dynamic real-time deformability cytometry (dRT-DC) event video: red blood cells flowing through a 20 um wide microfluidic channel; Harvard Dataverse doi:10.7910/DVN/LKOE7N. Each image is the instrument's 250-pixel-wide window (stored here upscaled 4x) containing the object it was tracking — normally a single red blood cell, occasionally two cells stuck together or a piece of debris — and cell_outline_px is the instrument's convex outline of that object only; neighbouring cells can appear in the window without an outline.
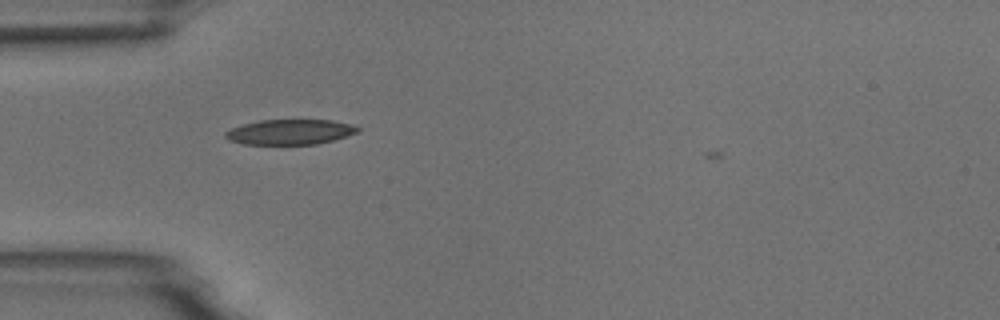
{"species": "common noctule bat (a hibernating species)", "species_latin": "Nyctalus noctula", "temperature_condition": "room temperature", "stored_images_in_passage": 5, "camera_frame_rate_fps": 3000, "um_per_image_px": 0.085, "animal": {"sex": "male", "body_mass_g": 18.8}, "frame": {"image": 1, "passage_image": 4, "time_ms": 3.333, "image_size_px": [1000, 320], "cell_outline_px": [[360, 132], [332, 140], [316, 144], [244, 144], [228, 140], [224, 136], [224, 132], [232, 128], [244, 124], [260, 120], [332, 120], [352, 124], [360, 128]], "centroid_in_image_um": [24.66, 11.21], "position_along_channel_um": 60.3, "area_um2": 19.36}}